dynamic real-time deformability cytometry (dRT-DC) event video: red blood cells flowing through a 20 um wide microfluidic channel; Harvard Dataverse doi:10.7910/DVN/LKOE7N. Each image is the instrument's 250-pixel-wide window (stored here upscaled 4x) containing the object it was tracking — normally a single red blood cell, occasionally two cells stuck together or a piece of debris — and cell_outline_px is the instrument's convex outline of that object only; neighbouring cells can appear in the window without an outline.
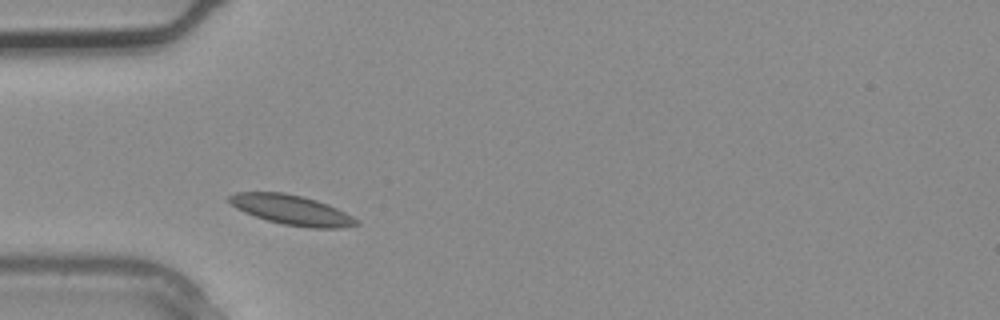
{"species": "common noctule bat (a hibernating species)", "species_latin": "Nyctalus noctula", "temperature_condition": "warm", "stored_images_in_passage": 2, "camera_frame_rate_fps": 3000, "um_per_image_px": 0.085, "animal": {"sex": "male", "body_mass_g": 20.4}, "frame": {"image": 1, "passage_image": 1, "time_ms": 0.0, "image_size_px": [1000, 320], "cell_outline_px": [[360, 224], [344, 228], [308, 228], [284, 224], [268, 220], [244, 212], [236, 208], [228, 200], [228, 196], [236, 192], [284, 192], [316, 200], [328, 204], [360, 220]], "centroid_in_image_um": [24.82, 17.85], "position_along_channel_um": 60.2, "area_um2": 22.02}}
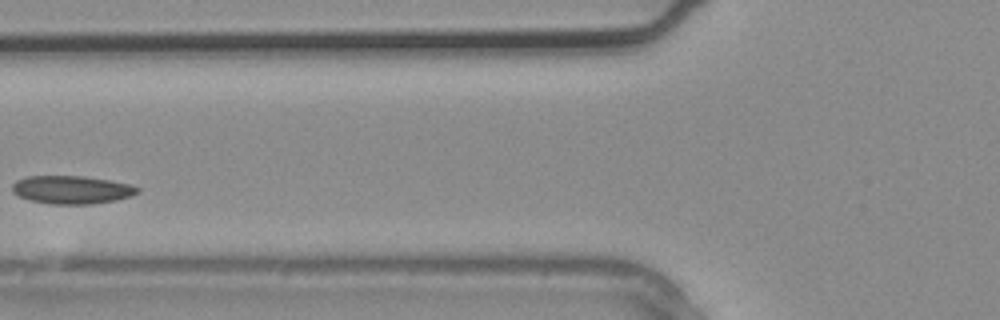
{"frame": {"image": 2, "passage_image": 2, "time_ms": 0.333, "image_size_px": [1000, 320], "cell_outline_px": [[140, 192], [132, 196], [116, 200], [92, 204], [48, 204], [32, 200], [20, 196], [12, 192], [12, 184], [16, 180], [24, 176], [84, 176], [112, 180], [132, 184], [140, 188]], "centroid_in_image_um": [6.14, 16.12], "position_along_channel_um": 119.7, "area_um2": 20.81}}